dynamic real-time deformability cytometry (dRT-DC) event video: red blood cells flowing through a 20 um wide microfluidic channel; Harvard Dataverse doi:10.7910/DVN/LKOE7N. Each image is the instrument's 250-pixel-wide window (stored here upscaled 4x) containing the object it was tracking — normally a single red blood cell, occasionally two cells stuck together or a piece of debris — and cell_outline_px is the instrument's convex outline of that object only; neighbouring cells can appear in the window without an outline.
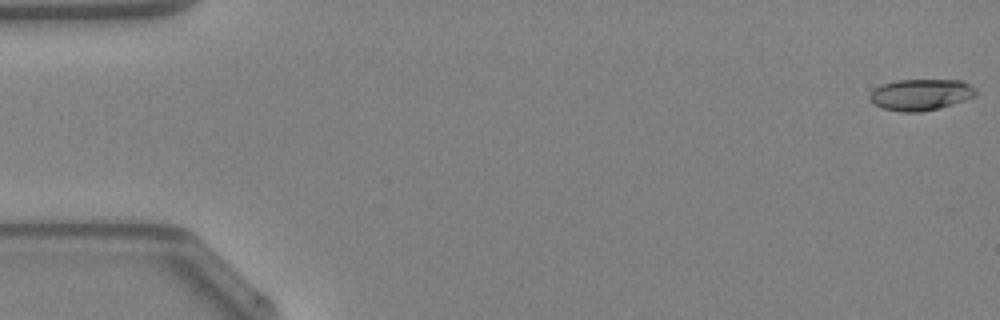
{"species": "Egyptian fruit bat (a non-hibernating species)", "species_latin": "Rousettus aegyptiacus", "temperature_condition": "warm", "stored_images_in_passage": 48, "camera_frame_rate_fps": 3000, "um_per_image_px": 0.085, "animal": {"sex": "female"}, "frame": {"image": 1, "passage_image": 1, "time_ms": 0.0, "image_size_px": [1000, 320], "cell_outline_px": [[976, 96], [952, 104], [920, 112], [904, 112], [884, 108], [876, 104], [868, 96], [876, 88], [884, 84], [896, 80], [960, 80], [976, 88]], "centroid_in_image_um": [78.3, 8.03], "position_along_channel_um": 6.7, "area_um2": 18.96}}
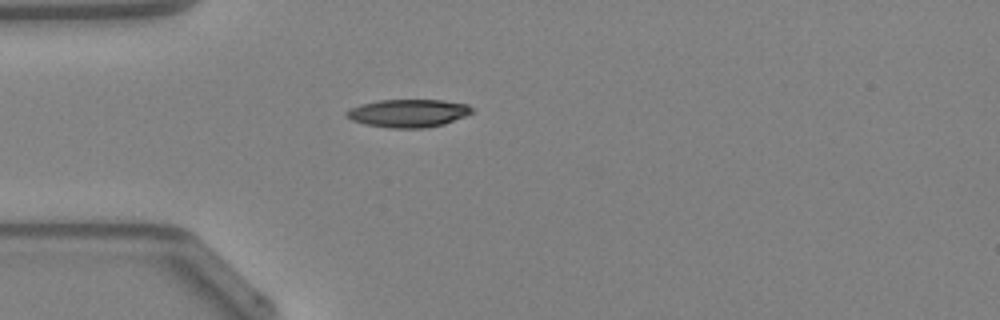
{"frame": {"image": 2, "passage_image": 14, "time_ms": 4.333, "image_size_px": [1000, 320], "cell_outline_px": [[472, 112], [464, 116], [444, 124], [428, 128], [388, 128], [364, 124], [352, 120], [344, 112], [360, 104], [380, 100], [444, 100], [468, 104], [472, 108]], "centroid_in_image_um": [34.71, 9.62], "position_along_channel_um": 50.3, "area_um2": 20.4}}
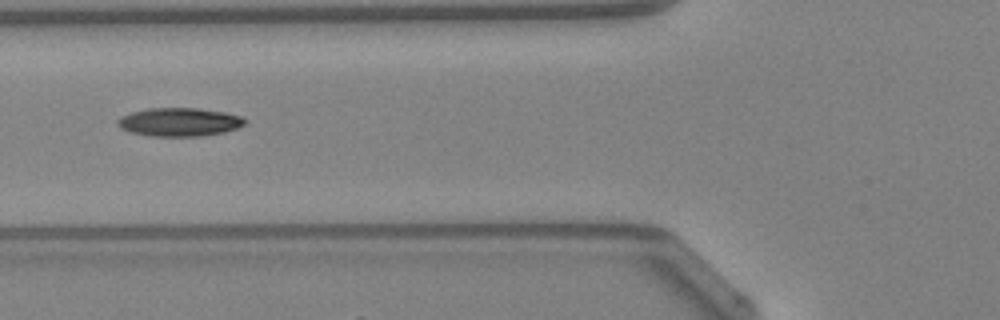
{"frame": {"image": 3, "passage_image": 19, "time_ms": 6.0, "image_size_px": [1000, 320], "cell_outline_px": [[248, 120], [244, 124], [236, 128], [224, 132], [200, 136], [152, 136], [132, 132], [120, 128], [116, 124], [116, 120], [120, 116], [132, 112], [148, 108], [200, 108], [224, 112], [240, 116]], "centroid_in_image_um": [15.22, 10.36], "position_along_channel_um": 110.6, "area_um2": 21.1}, "authors_computed_cell_mechanics": {"area_um2": 19.941, "velocity_mm_per_s": 4.2935, "shape_relaxation_time_tau1_ms": 9.9976, "shape_relaxation_time_tau2_ms": null, "deformation_change_tau1": 0.2255, "deformation_change_tau2": null}}